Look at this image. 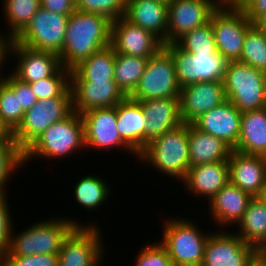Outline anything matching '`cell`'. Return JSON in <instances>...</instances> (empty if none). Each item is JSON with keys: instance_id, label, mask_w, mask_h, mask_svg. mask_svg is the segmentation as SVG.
Instances as JSON below:
<instances>
[{"instance_id": "6da1fadb", "label": "cell", "mask_w": 266, "mask_h": 266, "mask_svg": "<svg viewBox=\"0 0 266 266\" xmlns=\"http://www.w3.org/2000/svg\"><path fill=\"white\" fill-rule=\"evenodd\" d=\"M111 23L106 16L76 9L69 16L65 40L58 54L61 66L71 71L94 52L111 44Z\"/></svg>"}, {"instance_id": "7a4b0ae2", "label": "cell", "mask_w": 266, "mask_h": 266, "mask_svg": "<svg viewBox=\"0 0 266 266\" xmlns=\"http://www.w3.org/2000/svg\"><path fill=\"white\" fill-rule=\"evenodd\" d=\"M70 217L36 222L16 234L12 229L8 251L4 256H30L35 254H59L64 239L76 226H96V223L83 225ZM53 219V220H52ZM15 234V235H14ZM17 235V236H16Z\"/></svg>"}, {"instance_id": "3957f363", "label": "cell", "mask_w": 266, "mask_h": 266, "mask_svg": "<svg viewBox=\"0 0 266 266\" xmlns=\"http://www.w3.org/2000/svg\"><path fill=\"white\" fill-rule=\"evenodd\" d=\"M188 131L189 124L182 123L163 133L146 145L139 160L181 182L190 167Z\"/></svg>"}, {"instance_id": "277c9868", "label": "cell", "mask_w": 266, "mask_h": 266, "mask_svg": "<svg viewBox=\"0 0 266 266\" xmlns=\"http://www.w3.org/2000/svg\"><path fill=\"white\" fill-rule=\"evenodd\" d=\"M84 127L81 114L73 111L62 121L49 126L40 137H38L24 151L25 163L37 157L46 159H57L72 155L76 151L84 150Z\"/></svg>"}, {"instance_id": "5b68a950", "label": "cell", "mask_w": 266, "mask_h": 266, "mask_svg": "<svg viewBox=\"0 0 266 266\" xmlns=\"http://www.w3.org/2000/svg\"><path fill=\"white\" fill-rule=\"evenodd\" d=\"M223 85L226 99L241 112L266 107V74L240 61H228Z\"/></svg>"}, {"instance_id": "8992f818", "label": "cell", "mask_w": 266, "mask_h": 266, "mask_svg": "<svg viewBox=\"0 0 266 266\" xmlns=\"http://www.w3.org/2000/svg\"><path fill=\"white\" fill-rule=\"evenodd\" d=\"M185 219V220H184ZM163 226V237L159 243L166 249L174 266H201L204 248L209 233L186 218L167 219Z\"/></svg>"}, {"instance_id": "52a82bcc", "label": "cell", "mask_w": 266, "mask_h": 266, "mask_svg": "<svg viewBox=\"0 0 266 266\" xmlns=\"http://www.w3.org/2000/svg\"><path fill=\"white\" fill-rule=\"evenodd\" d=\"M217 52L228 61H239L247 30L253 23L235 5L224 1L210 19Z\"/></svg>"}, {"instance_id": "ba28073f", "label": "cell", "mask_w": 266, "mask_h": 266, "mask_svg": "<svg viewBox=\"0 0 266 266\" xmlns=\"http://www.w3.org/2000/svg\"><path fill=\"white\" fill-rule=\"evenodd\" d=\"M180 90L173 58L162 47L154 56L148 59L144 74L141 76L135 90L128 97L135 101L179 98Z\"/></svg>"}, {"instance_id": "9c48e42d", "label": "cell", "mask_w": 266, "mask_h": 266, "mask_svg": "<svg viewBox=\"0 0 266 266\" xmlns=\"http://www.w3.org/2000/svg\"><path fill=\"white\" fill-rule=\"evenodd\" d=\"M72 112V97L37 100L13 131V140L24 152L49 126L62 121Z\"/></svg>"}, {"instance_id": "30bf717a", "label": "cell", "mask_w": 266, "mask_h": 266, "mask_svg": "<svg viewBox=\"0 0 266 266\" xmlns=\"http://www.w3.org/2000/svg\"><path fill=\"white\" fill-rule=\"evenodd\" d=\"M163 47L171 54L180 88L202 81H222L227 61L219 53H187L176 44Z\"/></svg>"}, {"instance_id": "8fae6325", "label": "cell", "mask_w": 266, "mask_h": 266, "mask_svg": "<svg viewBox=\"0 0 266 266\" xmlns=\"http://www.w3.org/2000/svg\"><path fill=\"white\" fill-rule=\"evenodd\" d=\"M69 16L40 7L29 24L14 40L34 50L59 54L65 40Z\"/></svg>"}, {"instance_id": "7c38bea8", "label": "cell", "mask_w": 266, "mask_h": 266, "mask_svg": "<svg viewBox=\"0 0 266 266\" xmlns=\"http://www.w3.org/2000/svg\"><path fill=\"white\" fill-rule=\"evenodd\" d=\"M101 234L99 226H76L64 239L58 266H100L105 253Z\"/></svg>"}, {"instance_id": "4fadbf2b", "label": "cell", "mask_w": 266, "mask_h": 266, "mask_svg": "<svg viewBox=\"0 0 266 266\" xmlns=\"http://www.w3.org/2000/svg\"><path fill=\"white\" fill-rule=\"evenodd\" d=\"M226 0H172L168 4L166 44H175L189 31L210 22Z\"/></svg>"}, {"instance_id": "5bb4252c", "label": "cell", "mask_w": 266, "mask_h": 266, "mask_svg": "<svg viewBox=\"0 0 266 266\" xmlns=\"http://www.w3.org/2000/svg\"><path fill=\"white\" fill-rule=\"evenodd\" d=\"M230 232V233H229ZM211 232L204 248L201 266H254V246L233 231ZM232 232V233H231Z\"/></svg>"}, {"instance_id": "9a60e30c", "label": "cell", "mask_w": 266, "mask_h": 266, "mask_svg": "<svg viewBox=\"0 0 266 266\" xmlns=\"http://www.w3.org/2000/svg\"><path fill=\"white\" fill-rule=\"evenodd\" d=\"M84 127L86 148L95 150L122 148L138 155L121 139L117 129L116 105L113 107L97 108L81 114Z\"/></svg>"}, {"instance_id": "2e32d148", "label": "cell", "mask_w": 266, "mask_h": 266, "mask_svg": "<svg viewBox=\"0 0 266 266\" xmlns=\"http://www.w3.org/2000/svg\"><path fill=\"white\" fill-rule=\"evenodd\" d=\"M111 45L115 53L149 59L162 47V41L152 32L131 23L124 16L111 23Z\"/></svg>"}, {"instance_id": "e0dca14e", "label": "cell", "mask_w": 266, "mask_h": 266, "mask_svg": "<svg viewBox=\"0 0 266 266\" xmlns=\"http://www.w3.org/2000/svg\"><path fill=\"white\" fill-rule=\"evenodd\" d=\"M226 99L223 81H202L180 90L179 106L183 123L192 124L202 114Z\"/></svg>"}, {"instance_id": "ac0fdd59", "label": "cell", "mask_w": 266, "mask_h": 266, "mask_svg": "<svg viewBox=\"0 0 266 266\" xmlns=\"http://www.w3.org/2000/svg\"><path fill=\"white\" fill-rule=\"evenodd\" d=\"M73 111H86L113 107L127 96L117 86L115 80L70 81Z\"/></svg>"}, {"instance_id": "d6986e66", "label": "cell", "mask_w": 266, "mask_h": 266, "mask_svg": "<svg viewBox=\"0 0 266 266\" xmlns=\"http://www.w3.org/2000/svg\"><path fill=\"white\" fill-rule=\"evenodd\" d=\"M9 54L10 56H17L15 58L19 60L11 73L26 83H33L50 77L61 67L58 54L28 48L17 43L14 39L11 40Z\"/></svg>"}, {"instance_id": "ffe728a7", "label": "cell", "mask_w": 266, "mask_h": 266, "mask_svg": "<svg viewBox=\"0 0 266 266\" xmlns=\"http://www.w3.org/2000/svg\"><path fill=\"white\" fill-rule=\"evenodd\" d=\"M242 112L229 100L202 114L192 124L199 130L221 139L232 150L240 135Z\"/></svg>"}, {"instance_id": "44dd1931", "label": "cell", "mask_w": 266, "mask_h": 266, "mask_svg": "<svg viewBox=\"0 0 266 266\" xmlns=\"http://www.w3.org/2000/svg\"><path fill=\"white\" fill-rule=\"evenodd\" d=\"M228 163L229 182L258 197L266 180V157L231 150Z\"/></svg>"}, {"instance_id": "7402d4cb", "label": "cell", "mask_w": 266, "mask_h": 266, "mask_svg": "<svg viewBox=\"0 0 266 266\" xmlns=\"http://www.w3.org/2000/svg\"><path fill=\"white\" fill-rule=\"evenodd\" d=\"M145 114V147L163 133L183 123L180 115L179 98H158L138 101Z\"/></svg>"}, {"instance_id": "603a6c76", "label": "cell", "mask_w": 266, "mask_h": 266, "mask_svg": "<svg viewBox=\"0 0 266 266\" xmlns=\"http://www.w3.org/2000/svg\"><path fill=\"white\" fill-rule=\"evenodd\" d=\"M188 192L210 200L229 182V163L220 161L189 167L181 181Z\"/></svg>"}, {"instance_id": "cb8c5ba5", "label": "cell", "mask_w": 266, "mask_h": 266, "mask_svg": "<svg viewBox=\"0 0 266 266\" xmlns=\"http://www.w3.org/2000/svg\"><path fill=\"white\" fill-rule=\"evenodd\" d=\"M252 198L249 193L228 182L209 200L208 211L212 221L223 227H229L233 223L237 225Z\"/></svg>"}, {"instance_id": "d4e9b609", "label": "cell", "mask_w": 266, "mask_h": 266, "mask_svg": "<svg viewBox=\"0 0 266 266\" xmlns=\"http://www.w3.org/2000/svg\"><path fill=\"white\" fill-rule=\"evenodd\" d=\"M124 17L152 32L166 45L168 5L157 0H126Z\"/></svg>"}, {"instance_id": "484cf974", "label": "cell", "mask_w": 266, "mask_h": 266, "mask_svg": "<svg viewBox=\"0 0 266 266\" xmlns=\"http://www.w3.org/2000/svg\"><path fill=\"white\" fill-rule=\"evenodd\" d=\"M117 129L121 139L139 155L145 148V114L142 104L128 96L116 105Z\"/></svg>"}, {"instance_id": "4316f807", "label": "cell", "mask_w": 266, "mask_h": 266, "mask_svg": "<svg viewBox=\"0 0 266 266\" xmlns=\"http://www.w3.org/2000/svg\"><path fill=\"white\" fill-rule=\"evenodd\" d=\"M235 151L266 157V107L242 112Z\"/></svg>"}, {"instance_id": "83f0119b", "label": "cell", "mask_w": 266, "mask_h": 266, "mask_svg": "<svg viewBox=\"0 0 266 266\" xmlns=\"http://www.w3.org/2000/svg\"><path fill=\"white\" fill-rule=\"evenodd\" d=\"M188 144L190 167L228 161L232 150L221 139L199 130L193 124H189Z\"/></svg>"}, {"instance_id": "f1b7e54d", "label": "cell", "mask_w": 266, "mask_h": 266, "mask_svg": "<svg viewBox=\"0 0 266 266\" xmlns=\"http://www.w3.org/2000/svg\"><path fill=\"white\" fill-rule=\"evenodd\" d=\"M115 50L111 44L71 70L70 81L114 80Z\"/></svg>"}, {"instance_id": "f546056e", "label": "cell", "mask_w": 266, "mask_h": 266, "mask_svg": "<svg viewBox=\"0 0 266 266\" xmlns=\"http://www.w3.org/2000/svg\"><path fill=\"white\" fill-rule=\"evenodd\" d=\"M237 225L239 230L234 233L244 242L255 246L266 234V204L258 197H253Z\"/></svg>"}, {"instance_id": "4dcf8cb0", "label": "cell", "mask_w": 266, "mask_h": 266, "mask_svg": "<svg viewBox=\"0 0 266 266\" xmlns=\"http://www.w3.org/2000/svg\"><path fill=\"white\" fill-rule=\"evenodd\" d=\"M101 176L86 175L75 184L74 196L76 203L90 211L104 205L110 197L111 186Z\"/></svg>"}, {"instance_id": "1f68e13d", "label": "cell", "mask_w": 266, "mask_h": 266, "mask_svg": "<svg viewBox=\"0 0 266 266\" xmlns=\"http://www.w3.org/2000/svg\"><path fill=\"white\" fill-rule=\"evenodd\" d=\"M147 62V58L115 53L114 80L126 96L137 87Z\"/></svg>"}, {"instance_id": "d6a6232c", "label": "cell", "mask_w": 266, "mask_h": 266, "mask_svg": "<svg viewBox=\"0 0 266 266\" xmlns=\"http://www.w3.org/2000/svg\"><path fill=\"white\" fill-rule=\"evenodd\" d=\"M5 21L8 23L7 39H15L29 24L31 18L40 9V0H3Z\"/></svg>"}, {"instance_id": "836d02e7", "label": "cell", "mask_w": 266, "mask_h": 266, "mask_svg": "<svg viewBox=\"0 0 266 266\" xmlns=\"http://www.w3.org/2000/svg\"><path fill=\"white\" fill-rule=\"evenodd\" d=\"M70 74V70L61 66L52 76L29 84L37 100L72 97Z\"/></svg>"}, {"instance_id": "e575fe53", "label": "cell", "mask_w": 266, "mask_h": 266, "mask_svg": "<svg viewBox=\"0 0 266 266\" xmlns=\"http://www.w3.org/2000/svg\"><path fill=\"white\" fill-rule=\"evenodd\" d=\"M239 61L266 74V34L254 24L247 30Z\"/></svg>"}, {"instance_id": "d590c367", "label": "cell", "mask_w": 266, "mask_h": 266, "mask_svg": "<svg viewBox=\"0 0 266 266\" xmlns=\"http://www.w3.org/2000/svg\"><path fill=\"white\" fill-rule=\"evenodd\" d=\"M175 44L187 53H218L211 22L189 31Z\"/></svg>"}, {"instance_id": "8d00e7d4", "label": "cell", "mask_w": 266, "mask_h": 266, "mask_svg": "<svg viewBox=\"0 0 266 266\" xmlns=\"http://www.w3.org/2000/svg\"><path fill=\"white\" fill-rule=\"evenodd\" d=\"M25 112L19 104L18 95L4 81L0 84V119L13 132L21 123Z\"/></svg>"}, {"instance_id": "74e56055", "label": "cell", "mask_w": 266, "mask_h": 266, "mask_svg": "<svg viewBox=\"0 0 266 266\" xmlns=\"http://www.w3.org/2000/svg\"><path fill=\"white\" fill-rule=\"evenodd\" d=\"M22 164L24 165V152L16 142L0 144V193L7 192L6 182Z\"/></svg>"}, {"instance_id": "f35d334b", "label": "cell", "mask_w": 266, "mask_h": 266, "mask_svg": "<svg viewBox=\"0 0 266 266\" xmlns=\"http://www.w3.org/2000/svg\"><path fill=\"white\" fill-rule=\"evenodd\" d=\"M76 9L101 14L114 21L125 15L126 0H77Z\"/></svg>"}, {"instance_id": "ab89813d", "label": "cell", "mask_w": 266, "mask_h": 266, "mask_svg": "<svg viewBox=\"0 0 266 266\" xmlns=\"http://www.w3.org/2000/svg\"><path fill=\"white\" fill-rule=\"evenodd\" d=\"M134 266H174L166 249L157 241L142 247Z\"/></svg>"}, {"instance_id": "60d3db41", "label": "cell", "mask_w": 266, "mask_h": 266, "mask_svg": "<svg viewBox=\"0 0 266 266\" xmlns=\"http://www.w3.org/2000/svg\"><path fill=\"white\" fill-rule=\"evenodd\" d=\"M6 194L8 193H0V260L8 251L12 229L16 230L12 225L14 222L11 218L12 213H10V204H8V195Z\"/></svg>"}, {"instance_id": "b9f144b4", "label": "cell", "mask_w": 266, "mask_h": 266, "mask_svg": "<svg viewBox=\"0 0 266 266\" xmlns=\"http://www.w3.org/2000/svg\"><path fill=\"white\" fill-rule=\"evenodd\" d=\"M0 266H58V254L3 256Z\"/></svg>"}, {"instance_id": "7bdbcfd3", "label": "cell", "mask_w": 266, "mask_h": 266, "mask_svg": "<svg viewBox=\"0 0 266 266\" xmlns=\"http://www.w3.org/2000/svg\"><path fill=\"white\" fill-rule=\"evenodd\" d=\"M7 75L5 82L14 90L15 95H18L19 104L24 112L28 111L37 102L30 84L19 80L12 73Z\"/></svg>"}, {"instance_id": "ee69618b", "label": "cell", "mask_w": 266, "mask_h": 266, "mask_svg": "<svg viewBox=\"0 0 266 266\" xmlns=\"http://www.w3.org/2000/svg\"><path fill=\"white\" fill-rule=\"evenodd\" d=\"M41 8L62 15H71L76 10L74 0H40Z\"/></svg>"}, {"instance_id": "f6af8a7d", "label": "cell", "mask_w": 266, "mask_h": 266, "mask_svg": "<svg viewBox=\"0 0 266 266\" xmlns=\"http://www.w3.org/2000/svg\"><path fill=\"white\" fill-rule=\"evenodd\" d=\"M238 7L254 23L266 11V0H244Z\"/></svg>"}, {"instance_id": "bcb514c9", "label": "cell", "mask_w": 266, "mask_h": 266, "mask_svg": "<svg viewBox=\"0 0 266 266\" xmlns=\"http://www.w3.org/2000/svg\"><path fill=\"white\" fill-rule=\"evenodd\" d=\"M1 33V32H0ZM11 40L4 37V34H0V84L5 81V77L2 75V66L4 62L7 60L6 58H10L9 50H10Z\"/></svg>"}, {"instance_id": "7dc6e473", "label": "cell", "mask_w": 266, "mask_h": 266, "mask_svg": "<svg viewBox=\"0 0 266 266\" xmlns=\"http://www.w3.org/2000/svg\"><path fill=\"white\" fill-rule=\"evenodd\" d=\"M7 142H15L13 140V132L0 119V144H4Z\"/></svg>"}, {"instance_id": "c3c4849f", "label": "cell", "mask_w": 266, "mask_h": 266, "mask_svg": "<svg viewBox=\"0 0 266 266\" xmlns=\"http://www.w3.org/2000/svg\"><path fill=\"white\" fill-rule=\"evenodd\" d=\"M253 24L266 34V11Z\"/></svg>"}, {"instance_id": "681fc988", "label": "cell", "mask_w": 266, "mask_h": 266, "mask_svg": "<svg viewBox=\"0 0 266 266\" xmlns=\"http://www.w3.org/2000/svg\"><path fill=\"white\" fill-rule=\"evenodd\" d=\"M255 253L266 252V234L263 238L254 246Z\"/></svg>"}, {"instance_id": "f907efd6", "label": "cell", "mask_w": 266, "mask_h": 266, "mask_svg": "<svg viewBox=\"0 0 266 266\" xmlns=\"http://www.w3.org/2000/svg\"><path fill=\"white\" fill-rule=\"evenodd\" d=\"M256 254V263L259 266H266V252L264 253H255Z\"/></svg>"}, {"instance_id": "816d5d0a", "label": "cell", "mask_w": 266, "mask_h": 266, "mask_svg": "<svg viewBox=\"0 0 266 266\" xmlns=\"http://www.w3.org/2000/svg\"><path fill=\"white\" fill-rule=\"evenodd\" d=\"M258 198L266 204V180H265V184H264L262 191H261L260 195L258 196Z\"/></svg>"}, {"instance_id": "f5cc1de1", "label": "cell", "mask_w": 266, "mask_h": 266, "mask_svg": "<svg viewBox=\"0 0 266 266\" xmlns=\"http://www.w3.org/2000/svg\"><path fill=\"white\" fill-rule=\"evenodd\" d=\"M228 3L239 6L244 0H226Z\"/></svg>"}, {"instance_id": "db71d44e", "label": "cell", "mask_w": 266, "mask_h": 266, "mask_svg": "<svg viewBox=\"0 0 266 266\" xmlns=\"http://www.w3.org/2000/svg\"><path fill=\"white\" fill-rule=\"evenodd\" d=\"M157 1H160V2L166 3V4L168 5L172 0H157Z\"/></svg>"}]
</instances>
